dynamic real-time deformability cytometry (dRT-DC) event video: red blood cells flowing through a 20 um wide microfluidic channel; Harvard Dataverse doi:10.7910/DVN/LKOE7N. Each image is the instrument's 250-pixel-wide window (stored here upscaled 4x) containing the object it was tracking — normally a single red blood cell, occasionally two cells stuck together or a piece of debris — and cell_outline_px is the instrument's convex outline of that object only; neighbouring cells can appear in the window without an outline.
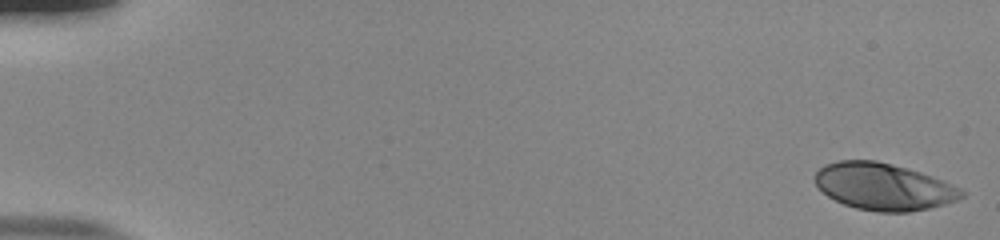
{"species": "human", "species_latin": "Homo sapiens", "temperature_condition": "room temperature", "stored_images_in_passage": 15, "camera_frame_rate_fps": 3000, "um_per_image_px": 0.085, "donor": {"sex": "male"}, "frame": {"image": 1, "passage_image": 1, "time_ms": 0.0, "image_size_px": [1000, 240], "cell_outline_px": [[964, 196], [956, 200], [944, 204], [928, 208], [908, 212], [876, 212], [856, 208], [844, 204], [828, 196], [816, 184], [816, 172], [824, 164], [840, 160], [876, 160], [908, 168], [932, 176], [960, 188], [964, 192]], "centroid_in_image_um": [75.1, 15.86], "position_along_channel_um": 9.9, "area_um2": 39.82}}